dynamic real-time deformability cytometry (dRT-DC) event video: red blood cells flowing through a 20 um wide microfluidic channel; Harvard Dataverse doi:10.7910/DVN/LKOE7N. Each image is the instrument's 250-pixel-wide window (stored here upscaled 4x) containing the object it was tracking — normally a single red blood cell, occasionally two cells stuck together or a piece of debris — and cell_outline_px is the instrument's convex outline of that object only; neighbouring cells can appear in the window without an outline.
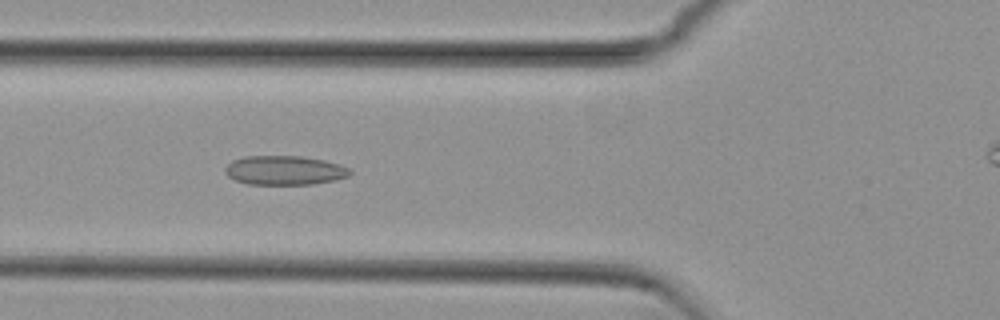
{"species": "common noctule bat (a hibernating species)", "species_latin": "Nyctalus noctula", "temperature_condition": "cold", "stored_images_in_passage": 47, "camera_frame_rate_fps": 3000, "um_per_image_px": 0.085, "animal": {"sex": "female", "body_mass_g": 29.2, "forearm_length_mm": 56.3}, "frame": {"image": 1, "passage_image": 19, "time_ms": 6.0, "image_size_px": [1000, 320], "cell_outline_px": [[352, 172], [348, 176], [336, 180], [312, 184], [248, 184], [236, 180], [228, 176], [224, 172], [224, 168], [232, 160], [244, 156], [300, 156], [324, 160], [340, 164], [348, 168]], "centroid_in_image_um": [24.18, 14.47], "position_along_channel_um": 101.6, "area_um2": 21.27}}
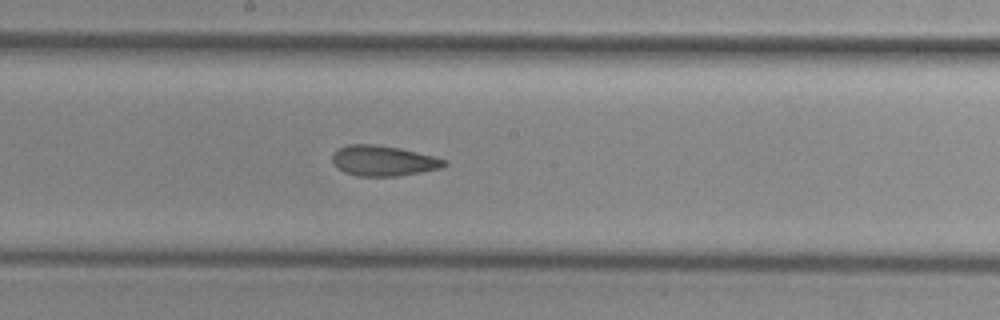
{"frame": {"image": 2, "passage_image": 28, "time_ms": 9.0, "image_size_px": [1000, 320], "cell_outline_px": [[448, 164], [440, 168], [420, 172], [396, 176], [356, 176], [344, 172], [332, 160], [332, 156], [340, 148], [348, 144], [372, 144], [400, 148], [448, 160]], "centroid_in_image_um": [32.6, 13.67], "position_along_channel_um": 215.6, "area_um2": 19.54}}
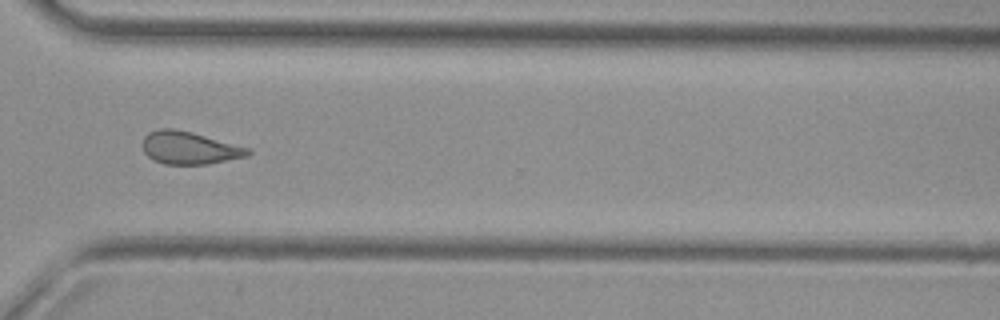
{"frame": {"image": 3, "passage_image": 39, "time_ms": 12.667, "image_size_px": [1000, 320], "cell_outline_px": [[252, 152], [248, 156], [208, 164], [164, 164], [152, 160], [144, 152], [144, 136], [148, 132], [160, 128], [172, 128], [252, 148]], "centroid_in_image_um": [16.11, 12.58], "position_along_channel_um": 354.5, "area_um2": 19.88}}